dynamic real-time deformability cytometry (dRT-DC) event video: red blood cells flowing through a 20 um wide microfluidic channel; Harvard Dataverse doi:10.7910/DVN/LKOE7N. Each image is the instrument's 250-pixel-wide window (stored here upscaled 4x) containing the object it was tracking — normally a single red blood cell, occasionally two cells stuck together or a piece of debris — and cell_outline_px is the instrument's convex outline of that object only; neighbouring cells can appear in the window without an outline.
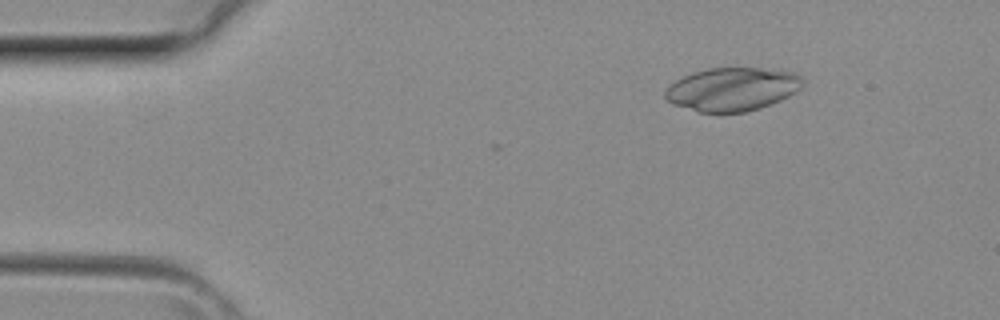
{"species": "common noctule bat (a hibernating species)", "species_latin": "Nyctalus noctula", "temperature_condition": "room temperature", "stored_images_in_passage": 2, "camera_frame_rate_fps": 3000, "um_per_image_px": 0.085, "animal": {"sex": "female", "body_mass_g": 29.2, "forearm_length_mm": 56.3}, "frame": {"image": 1, "passage_image": 1, "time_ms": 0.0, "image_size_px": [1000, 320], "cell_outline_px": [[804, 84], [800, 88], [788, 96], [780, 100], [760, 108], [744, 112], [700, 112], [672, 104], [664, 96], [664, 92], [668, 84], [692, 72], [708, 68], [760, 68], [792, 72], [800, 76], [804, 80]], "centroid_in_image_um": [62.21, 7.58], "position_along_channel_um": 22.8, "area_um2": 34.68}}